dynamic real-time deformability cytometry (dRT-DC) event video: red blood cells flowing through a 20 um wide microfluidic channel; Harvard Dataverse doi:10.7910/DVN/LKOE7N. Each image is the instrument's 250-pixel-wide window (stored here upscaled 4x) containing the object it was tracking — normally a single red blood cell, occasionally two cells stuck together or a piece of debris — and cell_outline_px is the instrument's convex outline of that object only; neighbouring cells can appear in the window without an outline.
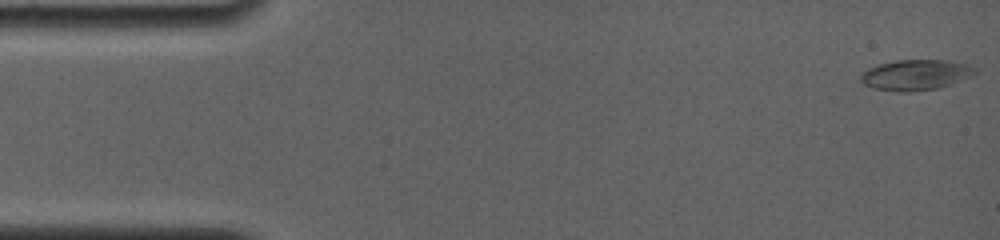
{"species": "common noctule bat (a hibernating species)", "species_latin": "Nyctalus noctula", "temperature_condition": "room temperature", "stored_images_in_passage": 31, "camera_frame_rate_fps": 4000, "um_per_image_px": 0.085, "animal": {"sex": "female", "body_mass_g": 19.0, "forearm_length_mm": 56.7}, "frame": {"image": 1, "passage_image": 1, "time_ms": 0.0, "image_size_px": [1000, 240], "cell_outline_px": [[976, 72], [948, 84], [936, 88], [912, 92], [896, 92], [872, 88], [864, 84], [860, 80], [860, 76], [868, 68], [880, 64], [896, 60], [940, 60], [964, 64], [972, 68]], "centroid_in_image_um": [77.69, 6.38], "position_along_channel_um": 7.3, "area_um2": 19.71}}
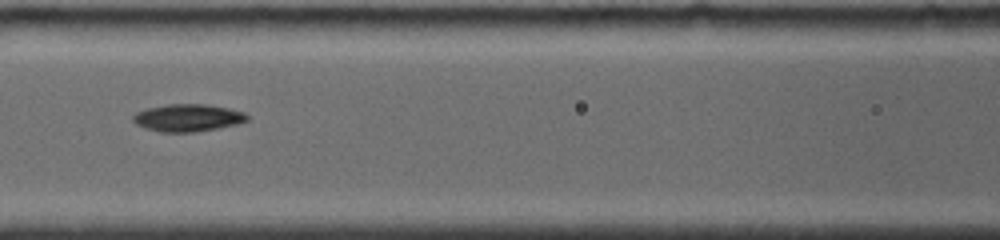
{"frame": {"image": 2, "passage_image": 14, "time_ms": 7.0, "image_size_px": [1000, 240], "cell_outline_px": [[248, 120], [236, 124], [196, 132], [160, 132], [144, 128], [136, 124], [132, 120], [132, 116], [136, 112], [148, 108], [168, 104], [204, 104], [228, 108], [244, 112], [248, 116]], "centroid_in_image_um": [15.93, 10.01], "position_along_channel_um": 150.7, "area_um2": 18.15}}
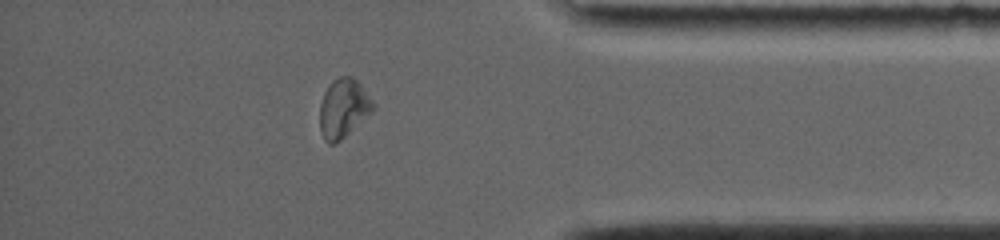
{"frame": {"image": 3, "passage_image": 27, "time_ms": 14.0, "image_size_px": [1000, 240], "cell_outline_px": [[372, 112], [336, 144], [328, 144], [324, 140], [320, 132], [320, 104], [324, 92], [332, 80], [340, 76], [352, 76], [360, 84], [372, 100]], "centroid_in_image_um": [29.15, 9.22], "position_along_channel_um": 406.1, "area_um2": 18.15}, "authors_computed_cell_mechanics": {"area_um2": 18.1492, "velocity_mm_per_s": 3.8113, "shape_relaxation_time_tau1_ms": 9.3307, "shape_relaxation_time_tau2_ms": 7.1136, "deformation_change_tau1": 0.1661, "deformation_change_tau2": 0.1502}}